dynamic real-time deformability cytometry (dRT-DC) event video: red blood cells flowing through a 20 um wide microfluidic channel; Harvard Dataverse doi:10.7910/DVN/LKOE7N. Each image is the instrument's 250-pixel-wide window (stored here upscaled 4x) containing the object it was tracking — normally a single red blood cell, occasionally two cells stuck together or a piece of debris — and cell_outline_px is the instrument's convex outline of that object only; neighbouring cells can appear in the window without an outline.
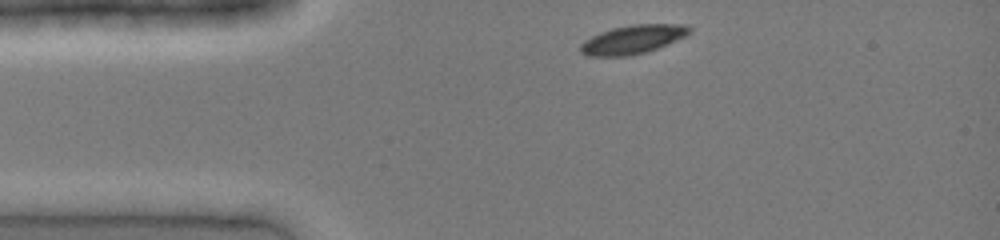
{"species": "common noctule bat (a hibernating species)", "species_latin": "Nyctalus noctula", "temperature_condition": "cold", "stored_images_in_passage": 30, "camera_frame_rate_fps": 3000, "um_per_image_px": 0.085, "animal": {"sex": "female", "body_mass_g": 19.0, "forearm_length_mm": 51.5}, "frame": {"image": 1, "passage_image": 1, "time_ms": 0.0, "image_size_px": [1000, 240], "cell_outline_px": [[692, 32], [676, 40], [656, 48], [644, 52], [628, 56], [588, 56], [580, 52], [580, 44], [584, 40], [600, 32], [612, 28], [632, 24], [684, 24], [692, 28]], "centroid_in_image_um": [53.76, 3.34], "position_along_channel_um": 31.2, "area_um2": 18.15}}
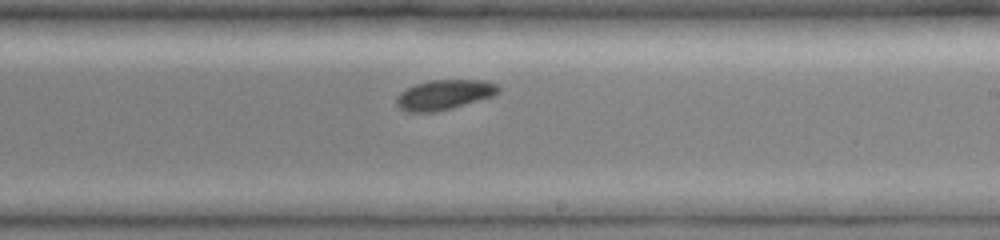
{"frame": {"image": 2, "passage_image": 18, "time_ms": 5.667, "image_size_px": [1000, 240], "cell_outline_px": [[500, 88], [492, 96], [452, 108], [432, 112], [408, 112], [400, 108], [396, 104], [396, 96], [400, 92], [416, 84], [432, 80], [484, 80], [496, 84]], "centroid_in_image_um": [37.72, 8.05], "position_along_channel_um": 251.3, "area_um2": 17.51}}
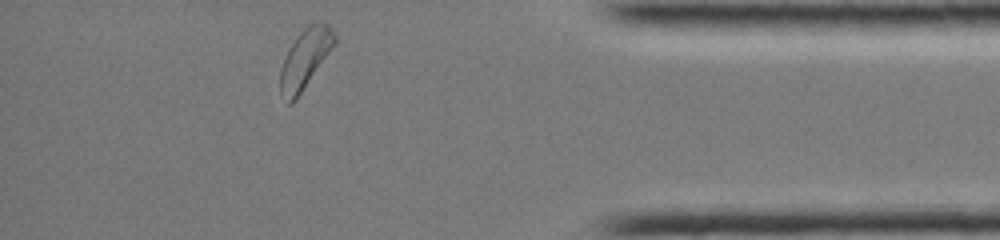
{"frame": {"image": 3, "passage_image": 30, "time_ms": 9.667, "image_size_px": [1000, 240], "cell_outline_px": [[336, 44], [296, 100], [292, 104], [288, 104], [280, 92], [280, 68], [296, 36], [308, 24], [316, 20], [328, 24], [332, 28], [336, 36]], "centroid_in_image_um": [25.96, 4.98], "position_along_channel_um": 409.2, "area_um2": 18.96}}